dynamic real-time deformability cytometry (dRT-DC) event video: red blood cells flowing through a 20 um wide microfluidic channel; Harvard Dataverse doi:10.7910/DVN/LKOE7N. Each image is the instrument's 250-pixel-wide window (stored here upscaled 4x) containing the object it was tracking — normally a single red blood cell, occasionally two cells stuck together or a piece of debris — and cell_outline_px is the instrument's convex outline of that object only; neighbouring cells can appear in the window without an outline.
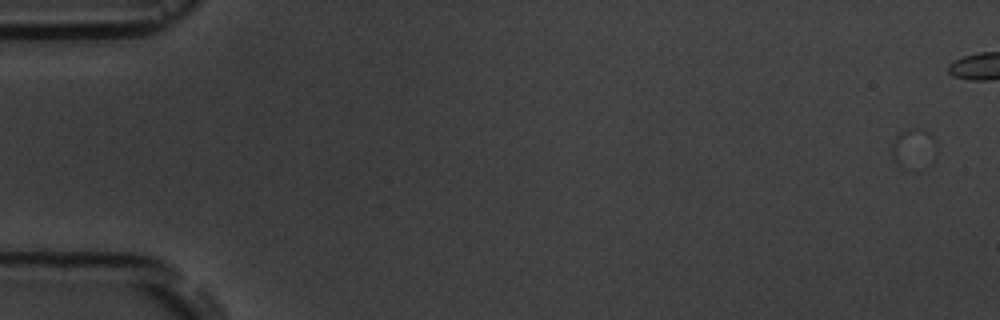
{"species": "common noctule bat (a hibernating species)", "species_latin": "Nyctalus noctula", "temperature_condition": "room temperature", "stored_images_in_passage": 4, "camera_frame_rate_fps": 3000, "um_per_image_px": 0.085, "animal": {"sex": "male", "body_mass_g": 19.5, "forearm_length_mm": 54.6}, "frame": {"image": 1, "passage_image": 1, "time_ms": 0.0, "image_size_px": [1000, 320], "cell_outline_px": [[936, 160], [932, 164], [908, 168], [900, 168], [892, 156], [892, 144], [896, 136], [900, 132], [908, 128], [920, 128], [928, 132], [936, 140]], "centroid_in_image_um": [77.7, 12.61], "position_along_channel_um": 7.3, "area_um2": 10.64}}